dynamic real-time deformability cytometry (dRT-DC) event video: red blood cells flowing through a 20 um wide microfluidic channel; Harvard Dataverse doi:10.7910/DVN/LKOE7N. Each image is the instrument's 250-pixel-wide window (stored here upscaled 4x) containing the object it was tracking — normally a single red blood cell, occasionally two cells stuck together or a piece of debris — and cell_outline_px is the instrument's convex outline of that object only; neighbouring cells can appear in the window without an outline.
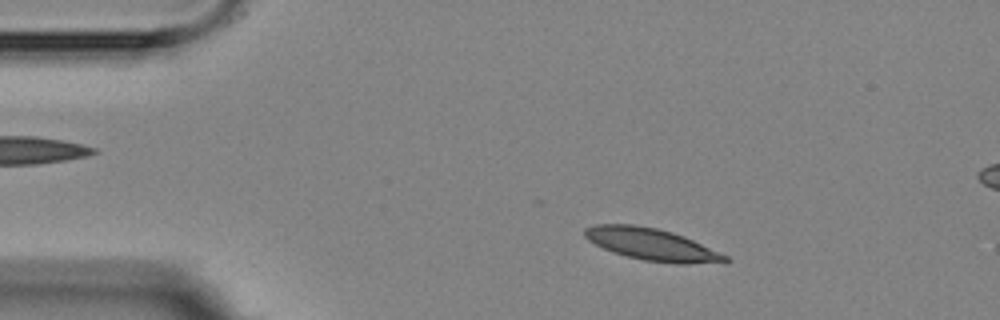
{"species": "Egyptian fruit bat (a non-hibernating species)", "species_latin": "Rousettus aegyptiacus", "temperature_condition": "room temperature", "stored_images_in_passage": 5, "camera_frame_rate_fps": 3000, "um_per_image_px": 0.085, "animal": {"sex": "female"}, "frame": {"image": 1, "passage_image": 2, "time_ms": 1.333, "image_size_px": [1000, 320], "cell_outline_px": [[732, 260], [688, 264], [676, 264], [644, 260], [624, 256], [612, 252], [588, 240], [584, 236], [584, 228], [596, 224], [632, 224], [656, 228], [672, 232], [684, 236], [728, 256]], "centroid_in_image_um": [55.35, 20.77], "position_along_channel_um": 29.6, "area_um2": 26.01}}
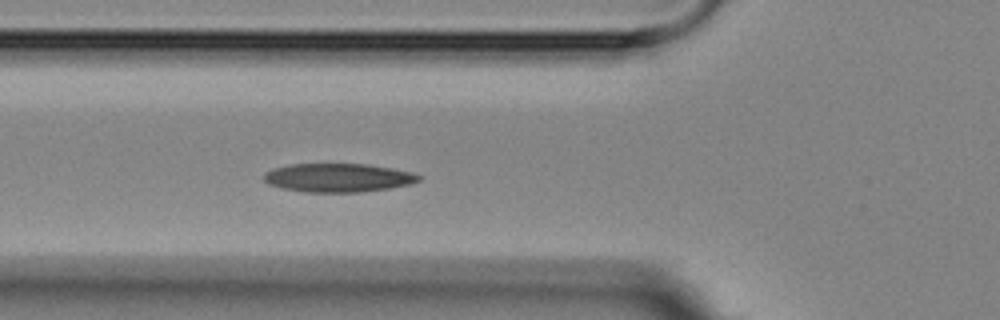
{"frame": {"image": 2, "passage_image": 5, "time_ms": 4.667, "image_size_px": [1000, 320], "cell_outline_px": [[420, 180], [412, 184], [388, 188], [360, 192], [304, 192], [284, 188], [268, 184], [264, 180], [264, 172], [272, 168], [292, 164], [368, 164], [392, 168], [412, 172], [420, 176]], "centroid_in_image_um": [28.73, 15.1], "position_along_channel_um": 97.1, "area_um2": 25.84}}